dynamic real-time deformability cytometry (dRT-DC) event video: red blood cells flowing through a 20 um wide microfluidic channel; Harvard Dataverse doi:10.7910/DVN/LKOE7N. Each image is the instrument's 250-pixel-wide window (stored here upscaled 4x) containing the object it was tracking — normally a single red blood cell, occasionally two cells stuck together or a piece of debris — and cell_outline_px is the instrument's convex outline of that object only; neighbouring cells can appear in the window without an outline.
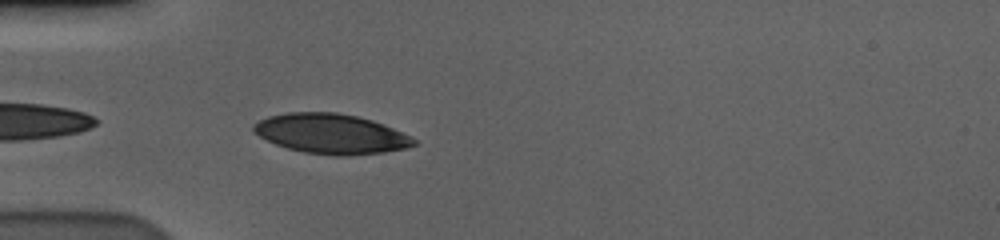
{"species": "human", "species_latin": "Homo sapiens", "temperature_condition": "cold", "stored_images_in_passage": 42, "camera_frame_rate_fps": 3000, "um_per_image_px": 0.085, "donor": {"sex": "male"}, "frame": {"image": 1, "passage_image": 2, "time_ms": 0.333, "image_size_px": [1000, 240], "cell_outline_px": [[416, 144], [404, 148], [384, 152], [348, 156], [336, 156], [304, 152], [288, 148], [276, 144], [252, 132], [252, 124], [268, 116], [288, 112], [336, 112], [356, 116], [372, 120], [412, 136], [416, 140]], "centroid_in_image_um": [28.12, 11.37], "position_along_channel_um": 56.9, "area_um2": 37.17}}
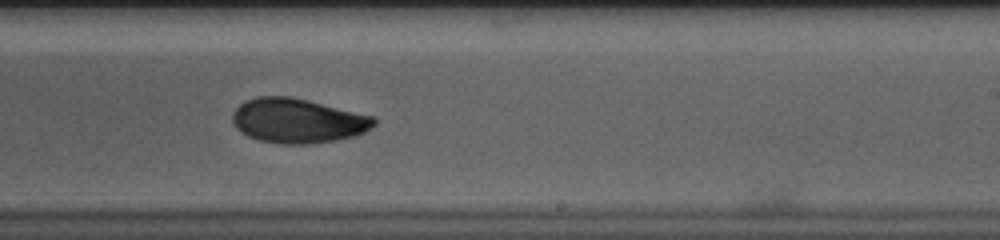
{"frame": {"image": 2, "passage_image": 20, "time_ms": 6.333, "image_size_px": [1000, 240], "cell_outline_px": [[376, 124], [372, 128], [356, 136], [336, 140], [308, 144], [280, 144], [260, 140], [248, 136], [240, 132], [236, 128], [232, 120], [232, 112], [244, 100], [256, 96], [288, 96], [308, 100], [376, 116]], "centroid_in_image_um": [25.32, 10.26], "position_along_channel_um": 263.7, "area_um2": 37.17}}
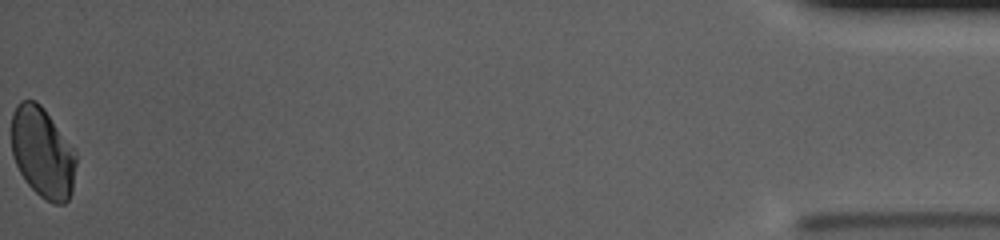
{"frame": {"image": 3, "passage_image": 42, "time_ms": 13.667, "image_size_px": [1000, 240], "cell_outline_px": [[76, 164], [72, 192], [68, 200], [64, 204], [52, 204], [40, 196], [28, 184], [20, 172], [12, 156], [12, 112], [16, 104], [20, 100], [36, 100], [44, 108], [76, 152]], "centroid_in_image_um": [3.62, 12.97], "position_along_channel_um": 431.6, "area_um2": 34.22}, "authors_computed_cell_mechanics": {"area_um2": 37.0209, "velocity_mm_per_s": 3.5878, "shape_relaxation_time_tau1_ms": 5.0032, "shape_relaxation_time_tau2_ms": 2.0368, "deformation_change_tau1": 0.1237, "deformation_change_tau2": 0.0407}}